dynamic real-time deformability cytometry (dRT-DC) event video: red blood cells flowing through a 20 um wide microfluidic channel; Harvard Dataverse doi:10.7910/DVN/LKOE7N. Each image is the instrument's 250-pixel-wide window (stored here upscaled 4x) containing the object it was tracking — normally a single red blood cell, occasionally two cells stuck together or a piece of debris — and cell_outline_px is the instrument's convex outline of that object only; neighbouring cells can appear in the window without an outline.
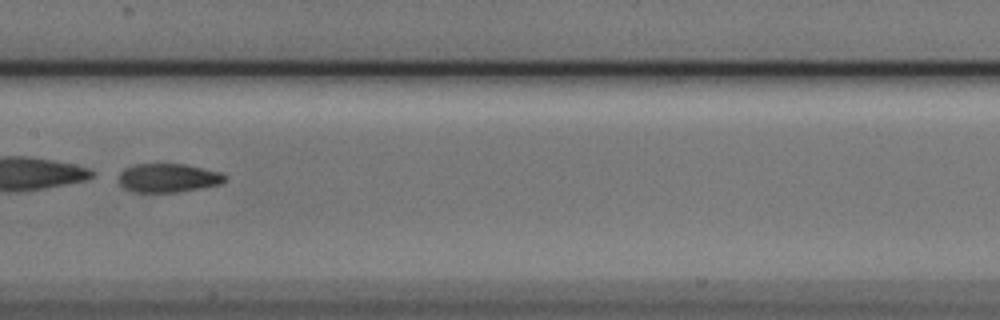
{"species": "Egyptian fruit bat (a non-hibernating species)", "species_latin": "Rousettus aegyptiacus", "temperature_condition": "cold", "stored_images_in_passage": 7, "camera_frame_rate_fps": 3000, "um_per_image_px": 0.085, "animal": {"sex": "male"}, "frame": {"image": 1, "passage_image": 5, "time_ms": 1.333, "image_size_px": [1000, 320], "cell_outline_px": [[228, 176], [220, 184], [204, 188], [176, 192], [132, 192], [124, 188], [120, 184], [120, 172], [124, 168], [136, 164], [184, 164], [220, 172]], "centroid_in_image_um": [14.3, 15.13], "position_along_channel_um": 193.1, "area_um2": 17.8}}
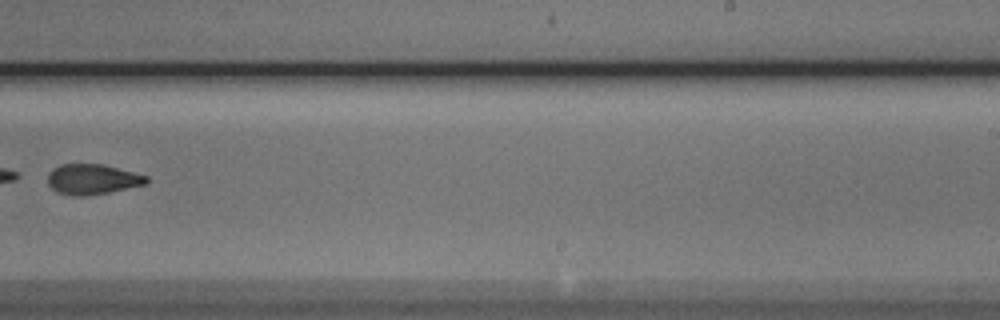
{"frame": {"image": 2, "passage_image": 7, "time_ms": 2.0, "image_size_px": [1000, 320], "cell_outline_px": [[148, 184], [88, 196], [72, 196], [56, 192], [48, 184], [48, 172], [52, 168], [60, 164], [104, 164], [148, 176]], "centroid_in_image_um": [7.84, 15.24], "position_along_channel_um": 281.2, "area_um2": 17.63}}